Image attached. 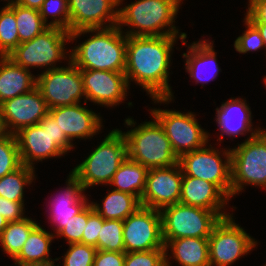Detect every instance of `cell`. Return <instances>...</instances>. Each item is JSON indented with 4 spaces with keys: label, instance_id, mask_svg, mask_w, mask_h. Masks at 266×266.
I'll return each mask as SVG.
<instances>
[{
    "label": "cell",
    "instance_id": "6da1fadb",
    "mask_svg": "<svg viewBox=\"0 0 266 266\" xmlns=\"http://www.w3.org/2000/svg\"><path fill=\"white\" fill-rule=\"evenodd\" d=\"M177 38L187 45V36H127L125 75L148 93L154 103L174 98L169 82L173 45Z\"/></svg>",
    "mask_w": 266,
    "mask_h": 266
},
{
    "label": "cell",
    "instance_id": "7a4b0ae2",
    "mask_svg": "<svg viewBox=\"0 0 266 266\" xmlns=\"http://www.w3.org/2000/svg\"><path fill=\"white\" fill-rule=\"evenodd\" d=\"M90 38L70 51V61L80 70L125 72L127 36L117 25L109 28L81 29L70 33V41L82 34Z\"/></svg>",
    "mask_w": 266,
    "mask_h": 266
},
{
    "label": "cell",
    "instance_id": "3957f363",
    "mask_svg": "<svg viewBox=\"0 0 266 266\" xmlns=\"http://www.w3.org/2000/svg\"><path fill=\"white\" fill-rule=\"evenodd\" d=\"M182 0H137L118 9V24L131 27L126 36H187L175 27ZM177 28V29H176ZM165 29V30H164ZM180 34V35H179Z\"/></svg>",
    "mask_w": 266,
    "mask_h": 266
},
{
    "label": "cell",
    "instance_id": "277c9868",
    "mask_svg": "<svg viewBox=\"0 0 266 266\" xmlns=\"http://www.w3.org/2000/svg\"><path fill=\"white\" fill-rule=\"evenodd\" d=\"M127 157L126 139L121 130L113 129L71 173L81 182L84 191L99 184L109 185Z\"/></svg>",
    "mask_w": 266,
    "mask_h": 266
},
{
    "label": "cell",
    "instance_id": "5b68a950",
    "mask_svg": "<svg viewBox=\"0 0 266 266\" xmlns=\"http://www.w3.org/2000/svg\"><path fill=\"white\" fill-rule=\"evenodd\" d=\"M15 136L22 165L32 168L35 162L61 157L74 147L49 113L39 124L23 128Z\"/></svg>",
    "mask_w": 266,
    "mask_h": 266
},
{
    "label": "cell",
    "instance_id": "8992f818",
    "mask_svg": "<svg viewBox=\"0 0 266 266\" xmlns=\"http://www.w3.org/2000/svg\"><path fill=\"white\" fill-rule=\"evenodd\" d=\"M143 122L127 132H122L127 143L128 157L148 169L178 164L170 141L159 121Z\"/></svg>",
    "mask_w": 266,
    "mask_h": 266
},
{
    "label": "cell",
    "instance_id": "52a82bcc",
    "mask_svg": "<svg viewBox=\"0 0 266 266\" xmlns=\"http://www.w3.org/2000/svg\"><path fill=\"white\" fill-rule=\"evenodd\" d=\"M67 41L70 42L69 31L48 27L32 40L20 43L7 57L28 70L36 67H45L43 71L57 69L60 68L56 66L57 62L70 58V51H65Z\"/></svg>",
    "mask_w": 266,
    "mask_h": 266
},
{
    "label": "cell",
    "instance_id": "ba28073f",
    "mask_svg": "<svg viewBox=\"0 0 266 266\" xmlns=\"http://www.w3.org/2000/svg\"><path fill=\"white\" fill-rule=\"evenodd\" d=\"M232 197L239 195L244 185L266 190V130L231 149Z\"/></svg>",
    "mask_w": 266,
    "mask_h": 266
},
{
    "label": "cell",
    "instance_id": "9c48e42d",
    "mask_svg": "<svg viewBox=\"0 0 266 266\" xmlns=\"http://www.w3.org/2000/svg\"><path fill=\"white\" fill-rule=\"evenodd\" d=\"M163 239L209 238L221 217L212 210L176 203L160 210Z\"/></svg>",
    "mask_w": 266,
    "mask_h": 266
},
{
    "label": "cell",
    "instance_id": "30bf717a",
    "mask_svg": "<svg viewBox=\"0 0 266 266\" xmlns=\"http://www.w3.org/2000/svg\"><path fill=\"white\" fill-rule=\"evenodd\" d=\"M207 146L206 144L203 148L183 154L178 163L185 175L215 184L231 199V148L219 152V149L213 148L211 144L208 148Z\"/></svg>",
    "mask_w": 266,
    "mask_h": 266
},
{
    "label": "cell",
    "instance_id": "8fae6325",
    "mask_svg": "<svg viewBox=\"0 0 266 266\" xmlns=\"http://www.w3.org/2000/svg\"><path fill=\"white\" fill-rule=\"evenodd\" d=\"M150 113L162 125L178 158L208 144L210 134L202 129L193 112L188 111L185 114L177 110L151 108Z\"/></svg>",
    "mask_w": 266,
    "mask_h": 266
},
{
    "label": "cell",
    "instance_id": "7c38bea8",
    "mask_svg": "<svg viewBox=\"0 0 266 266\" xmlns=\"http://www.w3.org/2000/svg\"><path fill=\"white\" fill-rule=\"evenodd\" d=\"M208 243L210 266H231L257 245L232 215L221 218L213 227Z\"/></svg>",
    "mask_w": 266,
    "mask_h": 266
},
{
    "label": "cell",
    "instance_id": "4fadbf2b",
    "mask_svg": "<svg viewBox=\"0 0 266 266\" xmlns=\"http://www.w3.org/2000/svg\"><path fill=\"white\" fill-rule=\"evenodd\" d=\"M36 76V87L49 109L81 103L83 97L86 103L81 70L70 59L68 67L42 71Z\"/></svg>",
    "mask_w": 266,
    "mask_h": 266
},
{
    "label": "cell",
    "instance_id": "5bb4252c",
    "mask_svg": "<svg viewBox=\"0 0 266 266\" xmlns=\"http://www.w3.org/2000/svg\"><path fill=\"white\" fill-rule=\"evenodd\" d=\"M125 253L165 249L160 210L140 206L123 221Z\"/></svg>",
    "mask_w": 266,
    "mask_h": 266
},
{
    "label": "cell",
    "instance_id": "9a60e30c",
    "mask_svg": "<svg viewBox=\"0 0 266 266\" xmlns=\"http://www.w3.org/2000/svg\"><path fill=\"white\" fill-rule=\"evenodd\" d=\"M49 108L37 87L0 104L4 132L15 135L21 129L39 124Z\"/></svg>",
    "mask_w": 266,
    "mask_h": 266
},
{
    "label": "cell",
    "instance_id": "2e32d148",
    "mask_svg": "<svg viewBox=\"0 0 266 266\" xmlns=\"http://www.w3.org/2000/svg\"><path fill=\"white\" fill-rule=\"evenodd\" d=\"M183 171L180 164L148 170L141 206L161 210L179 203Z\"/></svg>",
    "mask_w": 266,
    "mask_h": 266
},
{
    "label": "cell",
    "instance_id": "e0dca14e",
    "mask_svg": "<svg viewBox=\"0 0 266 266\" xmlns=\"http://www.w3.org/2000/svg\"><path fill=\"white\" fill-rule=\"evenodd\" d=\"M87 100L100 106L114 107L122 103L129 90L124 72L81 70Z\"/></svg>",
    "mask_w": 266,
    "mask_h": 266
},
{
    "label": "cell",
    "instance_id": "ac0fdd59",
    "mask_svg": "<svg viewBox=\"0 0 266 266\" xmlns=\"http://www.w3.org/2000/svg\"><path fill=\"white\" fill-rule=\"evenodd\" d=\"M123 1L124 0H68L70 33L81 29L109 28L116 26L118 24L119 9L117 7L123 5Z\"/></svg>",
    "mask_w": 266,
    "mask_h": 266
},
{
    "label": "cell",
    "instance_id": "d6986e66",
    "mask_svg": "<svg viewBox=\"0 0 266 266\" xmlns=\"http://www.w3.org/2000/svg\"><path fill=\"white\" fill-rule=\"evenodd\" d=\"M49 114L72 143L76 138L86 140L97 135L103 127L100 114L80 103L51 108Z\"/></svg>",
    "mask_w": 266,
    "mask_h": 266
},
{
    "label": "cell",
    "instance_id": "ffe728a7",
    "mask_svg": "<svg viewBox=\"0 0 266 266\" xmlns=\"http://www.w3.org/2000/svg\"><path fill=\"white\" fill-rule=\"evenodd\" d=\"M229 200L215 184L183 173L179 203L212 210L225 218L233 215L224 211Z\"/></svg>",
    "mask_w": 266,
    "mask_h": 266
},
{
    "label": "cell",
    "instance_id": "44dd1931",
    "mask_svg": "<svg viewBox=\"0 0 266 266\" xmlns=\"http://www.w3.org/2000/svg\"><path fill=\"white\" fill-rule=\"evenodd\" d=\"M63 189L61 193H58L59 195H56V198L49 202V219L53 224L51 226H56L53 227L55 236L67 225L70 218L89 204L81 182L71 172L67 177L66 187Z\"/></svg>",
    "mask_w": 266,
    "mask_h": 266
},
{
    "label": "cell",
    "instance_id": "7402d4cb",
    "mask_svg": "<svg viewBox=\"0 0 266 266\" xmlns=\"http://www.w3.org/2000/svg\"><path fill=\"white\" fill-rule=\"evenodd\" d=\"M216 123L220 129V135L217 140H223L224 135L235 137L250 133V138L255 137L263 129H253L252 113L246 100L243 98H230L222 102L219 108H216Z\"/></svg>",
    "mask_w": 266,
    "mask_h": 266
},
{
    "label": "cell",
    "instance_id": "603a6c76",
    "mask_svg": "<svg viewBox=\"0 0 266 266\" xmlns=\"http://www.w3.org/2000/svg\"><path fill=\"white\" fill-rule=\"evenodd\" d=\"M201 40L189 45L187 53H183L182 56L185 58V70H187L190 78L196 80V84L202 83L204 87V84H208L209 81H213L219 75L221 69L217 63L214 42H210L209 39Z\"/></svg>",
    "mask_w": 266,
    "mask_h": 266
},
{
    "label": "cell",
    "instance_id": "cb8c5ba5",
    "mask_svg": "<svg viewBox=\"0 0 266 266\" xmlns=\"http://www.w3.org/2000/svg\"><path fill=\"white\" fill-rule=\"evenodd\" d=\"M166 251V266L172 258L181 266H210L208 238L163 239ZM172 256L169 254V250Z\"/></svg>",
    "mask_w": 266,
    "mask_h": 266
},
{
    "label": "cell",
    "instance_id": "d4e9b609",
    "mask_svg": "<svg viewBox=\"0 0 266 266\" xmlns=\"http://www.w3.org/2000/svg\"><path fill=\"white\" fill-rule=\"evenodd\" d=\"M35 87L36 76L30 70L15 64L7 56H0V104Z\"/></svg>",
    "mask_w": 266,
    "mask_h": 266
},
{
    "label": "cell",
    "instance_id": "484cf974",
    "mask_svg": "<svg viewBox=\"0 0 266 266\" xmlns=\"http://www.w3.org/2000/svg\"><path fill=\"white\" fill-rule=\"evenodd\" d=\"M55 233L47 232L38 224L29 234L20 253L13 259L16 266H27L32 263L56 260L50 258V245Z\"/></svg>",
    "mask_w": 266,
    "mask_h": 266
},
{
    "label": "cell",
    "instance_id": "4316f807",
    "mask_svg": "<svg viewBox=\"0 0 266 266\" xmlns=\"http://www.w3.org/2000/svg\"><path fill=\"white\" fill-rule=\"evenodd\" d=\"M148 168L127 157L114 174L110 186L113 190L130 193L141 200L145 190Z\"/></svg>",
    "mask_w": 266,
    "mask_h": 266
},
{
    "label": "cell",
    "instance_id": "83f0119b",
    "mask_svg": "<svg viewBox=\"0 0 266 266\" xmlns=\"http://www.w3.org/2000/svg\"><path fill=\"white\" fill-rule=\"evenodd\" d=\"M108 191L109 193L102 199V204L90 201L93 209L103 219L124 221L141 206L140 200L130 193L116 190Z\"/></svg>",
    "mask_w": 266,
    "mask_h": 266
},
{
    "label": "cell",
    "instance_id": "f1b7e54d",
    "mask_svg": "<svg viewBox=\"0 0 266 266\" xmlns=\"http://www.w3.org/2000/svg\"><path fill=\"white\" fill-rule=\"evenodd\" d=\"M32 218L25 217L22 220L8 222L0 235V244L3 252L13 260L26 242L30 232L39 224Z\"/></svg>",
    "mask_w": 266,
    "mask_h": 266
},
{
    "label": "cell",
    "instance_id": "f546056e",
    "mask_svg": "<svg viewBox=\"0 0 266 266\" xmlns=\"http://www.w3.org/2000/svg\"><path fill=\"white\" fill-rule=\"evenodd\" d=\"M7 5L15 13L20 43L32 40L48 28L43 22L39 10L26 8L16 3Z\"/></svg>",
    "mask_w": 266,
    "mask_h": 266
},
{
    "label": "cell",
    "instance_id": "4dcf8cb0",
    "mask_svg": "<svg viewBox=\"0 0 266 266\" xmlns=\"http://www.w3.org/2000/svg\"><path fill=\"white\" fill-rule=\"evenodd\" d=\"M35 168L22 165L16 171L0 178V196L14 201L24 202V187L32 184Z\"/></svg>",
    "mask_w": 266,
    "mask_h": 266
},
{
    "label": "cell",
    "instance_id": "1f68e13d",
    "mask_svg": "<svg viewBox=\"0 0 266 266\" xmlns=\"http://www.w3.org/2000/svg\"><path fill=\"white\" fill-rule=\"evenodd\" d=\"M0 10V56H7L20 41L14 11L7 4Z\"/></svg>",
    "mask_w": 266,
    "mask_h": 266
},
{
    "label": "cell",
    "instance_id": "d6a6232c",
    "mask_svg": "<svg viewBox=\"0 0 266 266\" xmlns=\"http://www.w3.org/2000/svg\"><path fill=\"white\" fill-rule=\"evenodd\" d=\"M97 250L125 252L122 220L103 219L97 240Z\"/></svg>",
    "mask_w": 266,
    "mask_h": 266
},
{
    "label": "cell",
    "instance_id": "836d02e7",
    "mask_svg": "<svg viewBox=\"0 0 266 266\" xmlns=\"http://www.w3.org/2000/svg\"><path fill=\"white\" fill-rule=\"evenodd\" d=\"M21 166L16 136L5 132L0 136V178L16 171Z\"/></svg>",
    "mask_w": 266,
    "mask_h": 266
},
{
    "label": "cell",
    "instance_id": "e575fe53",
    "mask_svg": "<svg viewBox=\"0 0 266 266\" xmlns=\"http://www.w3.org/2000/svg\"><path fill=\"white\" fill-rule=\"evenodd\" d=\"M39 11L43 22L48 27H57L70 32L68 0H45ZM49 16L54 19L47 23Z\"/></svg>",
    "mask_w": 266,
    "mask_h": 266
},
{
    "label": "cell",
    "instance_id": "d590c367",
    "mask_svg": "<svg viewBox=\"0 0 266 266\" xmlns=\"http://www.w3.org/2000/svg\"><path fill=\"white\" fill-rule=\"evenodd\" d=\"M68 245L66 254L57 258L58 260L63 258V266H93L96 247L82 243Z\"/></svg>",
    "mask_w": 266,
    "mask_h": 266
},
{
    "label": "cell",
    "instance_id": "8d00e7d4",
    "mask_svg": "<svg viewBox=\"0 0 266 266\" xmlns=\"http://www.w3.org/2000/svg\"><path fill=\"white\" fill-rule=\"evenodd\" d=\"M89 217V204L73 216L66 223L67 225L56 235V237H63L67 244L82 243V235Z\"/></svg>",
    "mask_w": 266,
    "mask_h": 266
},
{
    "label": "cell",
    "instance_id": "74e56055",
    "mask_svg": "<svg viewBox=\"0 0 266 266\" xmlns=\"http://www.w3.org/2000/svg\"><path fill=\"white\" fill-rule=\"evenodd\" d=\"M165 249L125 253L124 266H166Z\"/></svg>",
    "mask_w": 266,
    "mask_h": 266
},
{
    "label": "cell",
    "instance_id": "f35d334b",
    "mask_svg": "<svg viewBox=\"0 0 266 266\" xmlns=\"http://www.w3.org/2000/svg\"><path fill=\"white\" fill-rule=\"evenodd\" d=\"M246 31L234 41V48L239 53L258 51L264 48V41L258 29L245 17Z\"/></svg>",
    "mask_w": 266,
    "mask_h": 266
},
{
    "label": "cell",
    "instance_id": "ab89813d",
    "mask_svg": "<svg viewBox=\"0 0 266 266\" xmlns=\"http://www.w3.org/2000/svg\"><path fill=\"white\" fill-rule=\"evenodd\" d=\"M103 225V218L93 209L89 203V217L82 235V244L91 245L97 249L100 226Z\"/></svg>",
    "mask_w": 266,
    "mask_h": 266
},
{
    "label": "cell",
    "instance_id": "60d3db41",
    "mask_svg": "<svg viewBox=\"0 0 266 266\" xmlns=\"http://www.w3.org/2000/svg\"><path fill=\"white\" fill-rule=\"evenodd\" d=\"M24 202H14L0 196V214L8 221L14 222L25 218Z\"/></svg>",
    "mask_w": 266,
    "mask_h": 266
},
{
    "label": "cell",
    "instance_id": "b9f144b4",
    "mask_svg": "<svg viewBox=\"0 0 266 266\" xmlns=\"http://www.w3.org/2000/svg\"><path fill=\"white\" fill-rule=\"evenodd\" d=\"M125 252L97 250L93 266H124Z\"/></svg>",
    "mask_w": 266,
    "mask_h": 266
},
{
    "label": "cell",
    "instance_id": "7bdbcfd3",
    "mask_svg": "<svg viewBox=\"0 0 266 266\" xmlns=\"http://www.w3.org/2000/svg\"><path fill=\"white\" fill-rule=\"evenodd\" d=\"M246 18L251 23H266V0H248Z\"/></svg>",
    "mask_w": 266,
    "mask_h": 266
},
{
    "label": "cell",
    "instance_id": "ee69618b",
    "mask_svg": "<svg viewBox=\"0 0 266 266\" xmlns=\"http://www.w3.org/2000/svg\"><path fill=\"white\" fill-rule=\"evenodd\" d=\"M45 0H16L14 3L31 9L40 10Z\"/></svg>",
    "mask_w": 266,
    "mask_h": 266
},
{
    "label": "cell",
    "instance_id": "f6af8a7d",
    "mask_svg": "<svg viewBox=\"0 0 266 266\" xmlns=\"http://www.w3.org/2000/svg\"><path fill=\"white\" fill-rule=\"evenodd\" d=\"M260 32V35L264 41V46L266 49V23H252Z\"/></svg>",
    "mask_w": 266,
    "mask_h": 266
},
{
    "label": "cell",
    "instance_id": "bcb514c9",
    "mask_svg": "<svg viewBox=\"0 0 266 266\" xmlns=\"http://www.w3.org/2000/svg\"><path fill=\"white\" fill-rule=\"evenodd\" d=\"M57 260L58 259L56 258V260H49V261H45V262L32 263V264L27 265V266H55L54 263ZM59 265L60 264H58L57 266H59Z\"/></svg>",
    "mask_w": 266,
    "mask_h": 266
},
{
    "label": "cell",
    "instance_id": "7dc6e473",
    "mask_svg": "<svg viewBox=\"0 0 266 266\" xmlns=\"http://www.w3.org/2000/svg\"><path fill=\"white\" fill-rule=\"evenodd\" d=\"M8 221L0 214V235L2 231L6 228Z\"/></svg>",
    "mask_w": 266,
    "mask_h": 266
},
{
    "label": "cell",
    "instance_id": "c3c4849f",
    "mask_svg": "<svg viewBox=\"0 0 266 266\" xmlns=\"http://www.w3.org/2000/svg\"><path fill=\"white\" fill-rule=\"evenodd\" d=\"M5 132H4V129H3V126H2V123H1V116H0V136L3 135Z\"/></svg>",
    "mask_w": 266,
    "mask_h": 266
},
{
    "label": "cell",
    "instance_id": "681fc988",
    "mask_svg": "<svg viewBox=\"0 0 266 266\" xmlns=\"http://www.w3.org/2000/svg\"><path fill=\"white\" fill-rule=\"evenodd\" d=\"M2 1V0H1ZM5 2L8 1L6 4L14 3L16 0H4Z\"/></svg>",
    "mask_w": 266,
    "mask_h": 266
},
{
    "label": "cell",
    "instance_id": "f907efd6",
    "mask_svg": "<svg viewBox=\"0 0 266 266\" xmlns=\"http://www.w3.org/2000/svg\"><path fill=\"white\" fill-rule=\"evenodd\" d=\"M263 81H264V83H265V86H266V76L264 77V80H263Z\"/></svg>",
    "mask_w": 266,
    "mask_h": 266
}]
</instances>
